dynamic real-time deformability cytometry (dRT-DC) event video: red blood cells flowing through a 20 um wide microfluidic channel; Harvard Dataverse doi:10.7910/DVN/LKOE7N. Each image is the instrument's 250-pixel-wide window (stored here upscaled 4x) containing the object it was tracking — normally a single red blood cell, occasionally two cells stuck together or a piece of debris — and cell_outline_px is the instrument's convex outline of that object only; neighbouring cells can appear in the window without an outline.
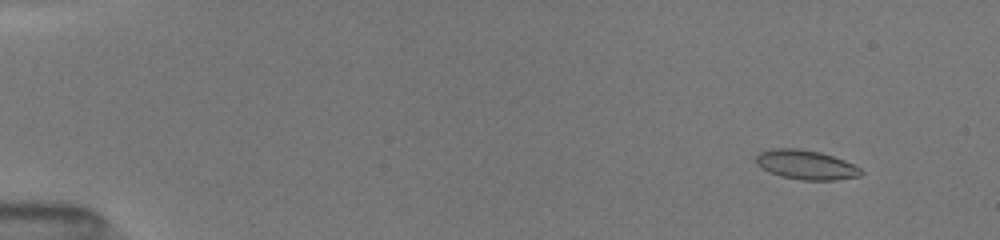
{"species": "common noctule bat (a hibernating species)", "species_latin": "Nyctalus noctula", "temperature_condition": "room temperature", "stored_images_in_passage": 36, "camera_frame_rate_fps": 3000, "um_per_image_px": 0.085, "animal": {"sex": "female", "body_mass_g": 19.5, "forearm_length_mm": 54.1}, "frame": {"image": 1, "passage_image": 5, "time_ms": 1.333, "image_size_px": [1000, 240], "cell_outline_px": [[864, 172], [860, 176], [836, 180], [800, 180], [780, 176], [768, 172], [756, 164], [756, 156], [760, 152], [772, 148], [796, 148], [820, 152], [844, 160], [860, 168]], "centroid_in_image_um": [68.49, 14.01], "position_along_channel_um": 16.5, "area_um2": 18.03}}
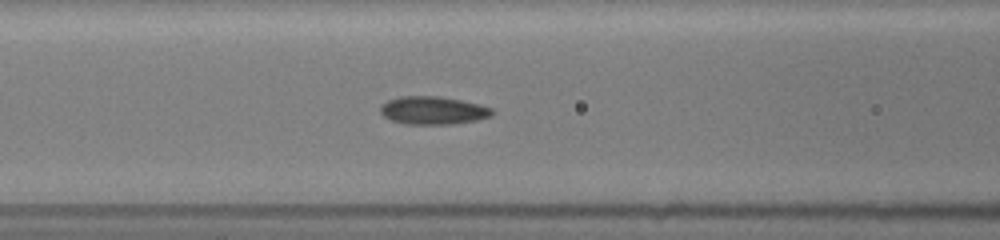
{"frame": {"image": 2, "passage_image": 17, "time_ms": 7.333, "image_size_px": [1000, 240], "cell_outline_px": [[496, 112], [492, 116], [476, 120], [452, 124], [404, 124], [392, 120], [384, 116], [380, 112], [380, 104], [388, 100], [400, 96], [440, 96], [480, 104], [492, 108]], "centroid_in_image_um": [36.82, 9.38], "position_along_channel_um": 129.8, "area_um2": 18.38}}
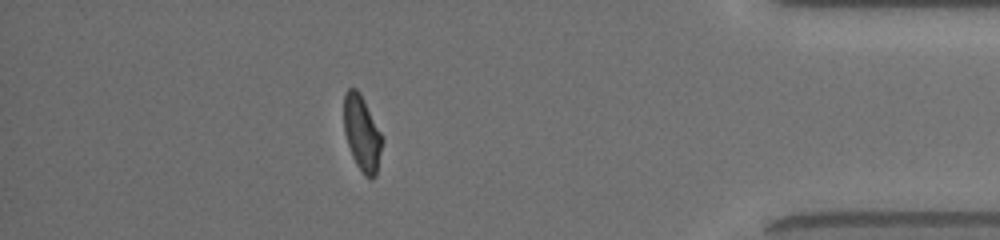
{"frame": {"image": 3, "passage_image": 32, "time_ms": 15.0, "image_size_px": [1000, 240], "cell_outline_px": [[384, 140], [376, 176], [372, 180], [368, 180], [364, 176], [356, 164], [352, 156], [344, 132], [344, 92], [348, 88], [356, 88], [360, 92]], "centroid_in_image_um": [30.77, 11.37], "position_along_channel_um": 404.4, "area_um2": 16.99}, "authors_computed_cell_mechanics": {"area_um2": 17.7446, "velocity_mm_per_s": 4.0488, "shape_relaxation_time_tau1_ms": 3.7668, "shape_relaxation_time_tau2_ms": 1.3136, "deformation_change_tau1": 0.1351, "deformation_change_tau2": 0.05}}